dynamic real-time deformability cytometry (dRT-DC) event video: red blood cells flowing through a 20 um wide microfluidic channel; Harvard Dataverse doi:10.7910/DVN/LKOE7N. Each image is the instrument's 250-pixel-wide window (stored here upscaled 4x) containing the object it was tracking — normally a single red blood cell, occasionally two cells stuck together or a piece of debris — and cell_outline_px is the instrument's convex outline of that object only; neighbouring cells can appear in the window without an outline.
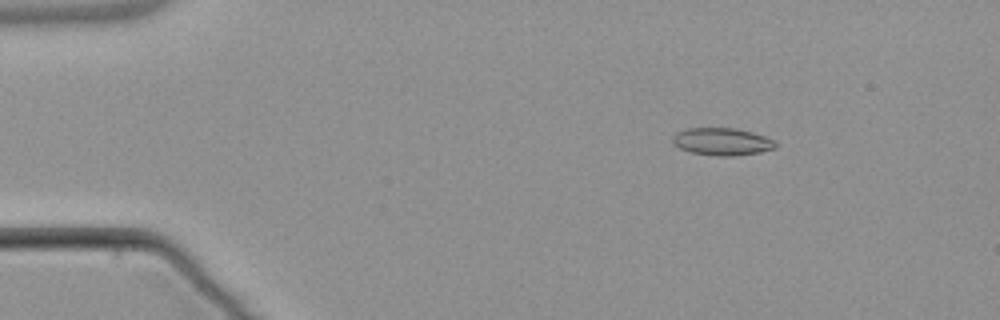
{"species": "common noctule bat (a hibernating species)", "species_latin": "Nyctalus noctula", "temperature_condition": "warm", "stored_images_in_passage": 5, "camera_frame_rate_fps": 3000, "um_per_image_px": 0.085, "animal": {"sex": "male", "body_mass_g": 21.5, "forearm_length_mm": 52.0}, "frame": {"image": 1, "passage_image": 3, "time_ms": 2.667, "image_size_px": [1000, 320], "cell_outline_px": [[776, 148], [760, 152], [732, 156], [720, 156], [692, 152], [680, 148], [672, 140], [672, 136], [676, 132], [688, 128], [736, 128], [752, 132], [764, 136], [772, 140], [776, 144]], "centroid_in_image_um": [61.37, 12.03], "position_along_channel_um": 23.6, "area_um2": 16.24}}